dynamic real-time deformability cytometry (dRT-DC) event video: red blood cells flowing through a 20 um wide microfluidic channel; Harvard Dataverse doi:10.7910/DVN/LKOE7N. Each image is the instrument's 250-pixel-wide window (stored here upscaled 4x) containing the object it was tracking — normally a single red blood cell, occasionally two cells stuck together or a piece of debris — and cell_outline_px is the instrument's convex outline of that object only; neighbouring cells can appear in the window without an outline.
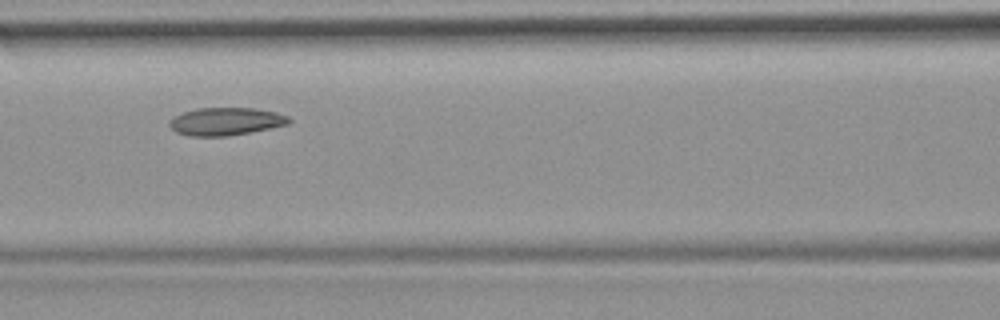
{"species": "common noctule bat (a hibernating species)", "species_latin": "Nyctalus noctula", "temperature_condition": "room temperature", "stored_images_in_passage": 6, "camera_frame_rate_fps": 3000, "um_per_image_px": 0.085, "animal": {"sex": "female", "body_mass_g": 19.9}, "frame": {"image": 1, "passage_image": 4, "time_ms": 4.333, "image_size_px": [1000, 320], "cell_outline_px": [[292, 120], [288, 124], [228, 136], [192, 136], [176, 132], [168, 124], [168, 120], [184, 112], [196, 108], [256, 108], [276, 112], [288, 116]], "centroid_in_image_um": [19.18, 10.31], "position_along_channel_um": 147.4, "area_um2": 19.19}}
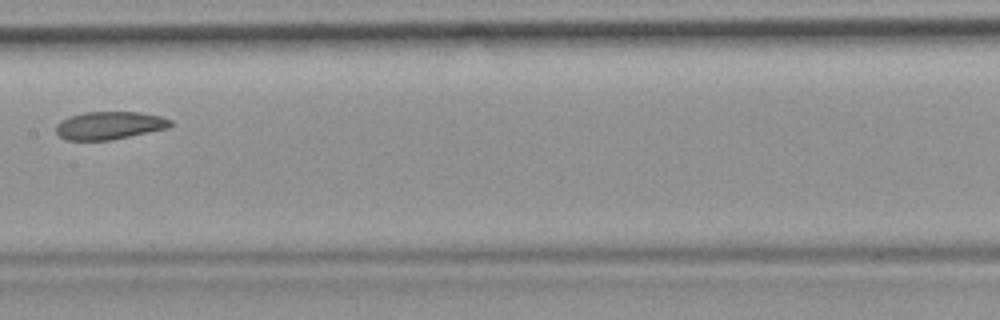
{"frame": {"image": 2, "passage_image": 5, "time_ms": 5.667, "image_size_px": [1000, 320], "cell_outline_px": [[172, 124], [168, 128], [108, 140], [68, 140], [60, 136], [56, 132], [56, 124], [60, 120], [84, 112], [140, 112], [160, 116], [172, 120]], "centroid_in_image_um": [9.29, 10.65], "position_along_channel_um": 198.1, "area_um2": 18.38}}